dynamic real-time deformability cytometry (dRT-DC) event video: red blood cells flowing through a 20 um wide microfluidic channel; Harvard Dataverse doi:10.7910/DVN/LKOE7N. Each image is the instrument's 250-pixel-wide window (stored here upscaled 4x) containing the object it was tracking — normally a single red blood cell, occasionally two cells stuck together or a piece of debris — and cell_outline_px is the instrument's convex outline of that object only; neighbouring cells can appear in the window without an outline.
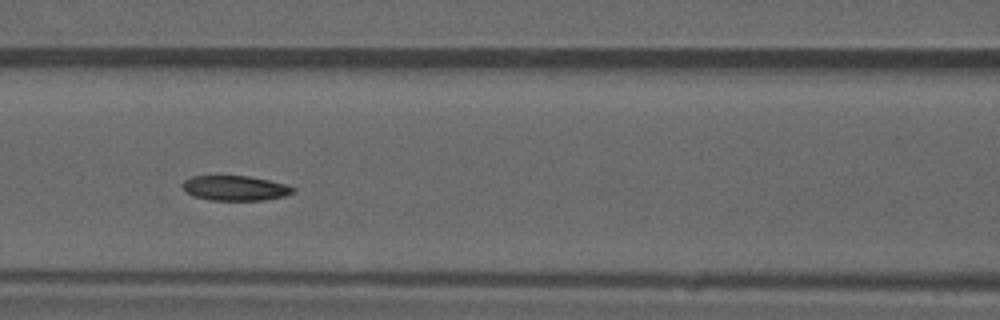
{"species": "common noctule bat (a hibernating species)", "species_latin": "Nyctalus noctula", "temperature_condition": "warm", "stored_images_in_passage": 41, "camera_frame_rate_fps": 3000, "um_per_image_px": 0.085, "animal": {"sex": "male", "forearm_length_mm": 52.5}, "frame": {"image": 1, "passage_image": 12, "time_ms": 3.667, "image_size_px": [1000, 320], "cell_outline_px": [[296, 192], [284, 196], [264, 200], [208, 200], [192, 196], [184, 188], [184, 180], [192, 176], [248, 176], [268, 180], [284, 184], [296, 188]], "centroid_in_image_um": [20.02, 15.99], "position_along_channel_um": 146.6, "area_um2": 15.95}, "authors_computed_cell_mechanics": {"area_um2": 16.5308, "velocity_mm_per_s": 3.9929, "shape_relaxation_time_tau1_ms": null, "shape_relaxation_time_tau2_ms": 4.3562, "deformation_change_tau1": null, "deformation_change_tau2": 0.1051}}